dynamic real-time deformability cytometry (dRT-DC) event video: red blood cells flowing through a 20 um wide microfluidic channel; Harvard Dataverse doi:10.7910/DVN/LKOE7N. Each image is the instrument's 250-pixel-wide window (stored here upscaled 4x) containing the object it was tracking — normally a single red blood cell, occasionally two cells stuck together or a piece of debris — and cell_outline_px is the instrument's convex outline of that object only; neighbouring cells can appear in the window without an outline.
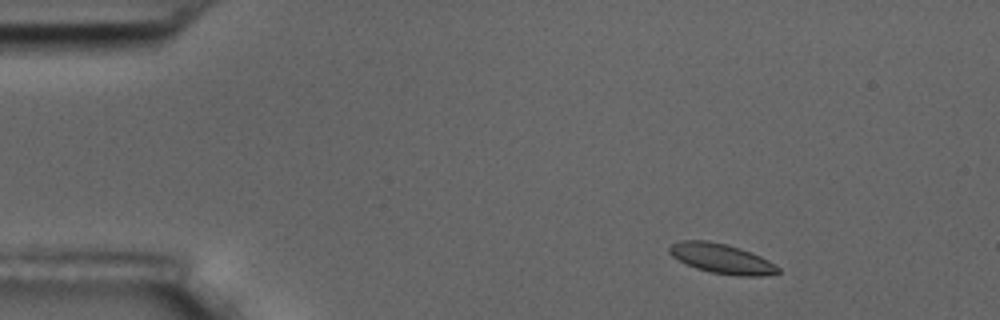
{"species": "common noctule bat (a hibernating species)", "species_latin": "Nyctalus noctula", "temperature_condition": "room temperature", "stored_images_in_passage": 8, "camera_frame_rate_fps": 3000, "um_per_image_px": 0.085, "animal": {"sex": "male", "body_mass_g": 17.5, "forearm_length_mm": 52.3}, "frame": {"image": 1, "passage_image": 1, "time_ms": 0.0, "image_size_px": [1000, 320], "cell_outline_px": [[780, 272], [764, 276], [740, 276], [712, 272], [696, 268], [672, 256], [668, 252], [668, 248], [672, 244], [680, 240], [708, 240], [728, 244], [740, 248], [760, 256], [768, 260], [780, 268]], "centroid_in_image_um": [61.34, 21.97], "position_along_channel_um": 23.7, "area_um2": 18.79}}
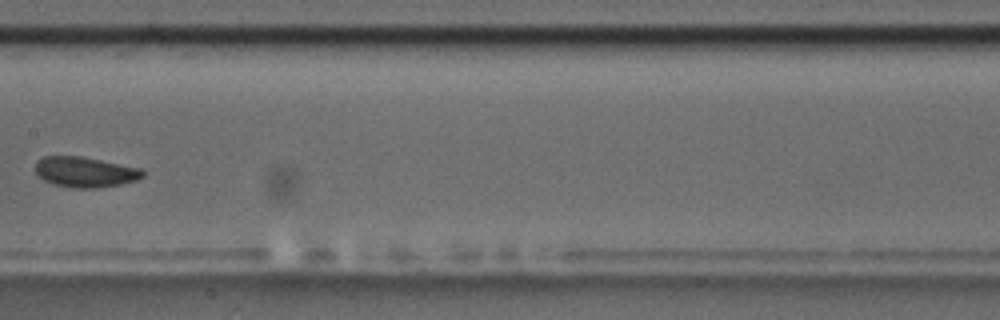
{"frame": {"image": 2, "passage_image": 7, "time_ms": 7.333, "image_size_px": [1000, 320], "cell_outline_px": [[144, 176], [136, 180], [120, 184], [96, 188], [72, 188], [52, 184], [44, 180], [36, 172], [36, 160], [44, 156], [80, 156], [140, 168], [144, 172]], "centroid_in_image_um": [7.21, 14.62], "position_along_channel_um": 200.2, "area_um2": 18.9}}
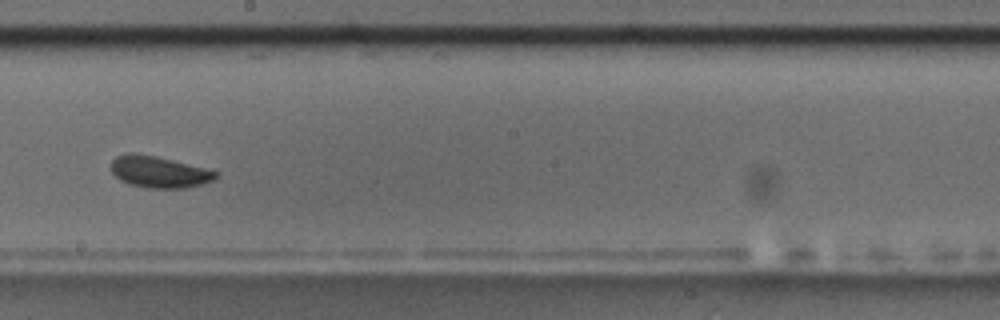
{"frame": {"image": 3, "passage_image": 8, "time_ms": 8.333, "image_size_px": [1000, 320], "cell_outline_px": [[220, 176], [216, 180], [204, 184], [184, 188], [148, 188], [128, 184], [120, 180], [112, 172], [112, 160], [116, 156], [128, 152], [132, 152], [156, 156], [220, 172]], "centroid_in_image_um": [13.55, 14.62], "position_along_channel_um": 234.6, "area_um2": 19.42}}